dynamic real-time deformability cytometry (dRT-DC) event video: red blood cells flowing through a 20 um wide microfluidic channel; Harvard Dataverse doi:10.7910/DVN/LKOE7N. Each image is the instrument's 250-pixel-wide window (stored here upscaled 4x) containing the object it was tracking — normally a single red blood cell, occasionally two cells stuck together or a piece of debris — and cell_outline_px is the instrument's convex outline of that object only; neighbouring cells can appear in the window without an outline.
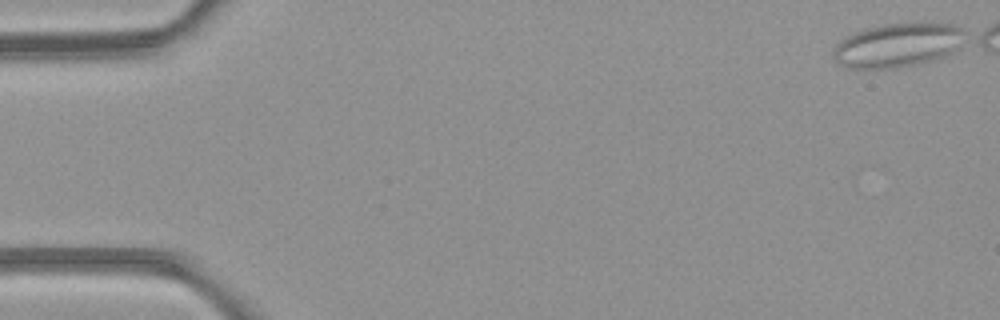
{"species": "common noctule bat (a hibernating species)", "species_latin": "Nyctalus noctula", "temperature_condition": "room temperature", "stored_images_in_passage": 8, "camera_frame_rate_fps": 3000, "um_per_image_px": 0.085, "animal": {"sex": "female", "body_mass_g": 21.9}, "frame": {"image": 1, "passage_image": 1, "time_ms": 0.0, "image_size_px": [1000, 320], "cell_outline_px": [[964, 32], [960, 48], [944, 56], [932, 60], [896, 68], [844, 68], [836, 64], [832, 56], [832, 52], [836, 44], [840, 40], [864, 28], [880, 24], [952, 24], [960, 28]], "centroid_in_image_um": [76.23, 3.86], "position_along_channel_um": 8.8, "area_um2": 33.58}}
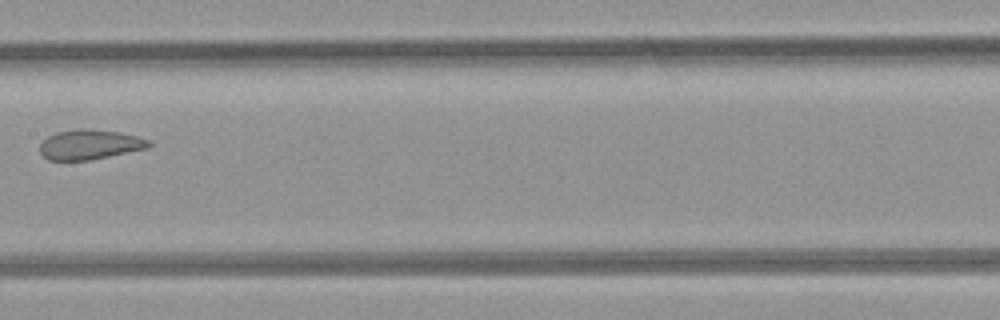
{"frame": {"image": 2, "passage_image": 7, "time_ms": 8.0, "image_size_px": [1000, 320], "cell_outline_px": [[152, 144], [148, 148], [88, 160], [48, 160], [40, 152], [40, 144], [48, 136], [56, 132], [120, 132], [136, 136], [148, 140]], "centroid_in_image_um": [7.63, 12.34], "position_along_channel_um": 199.8, "area_um2": 17.8}}
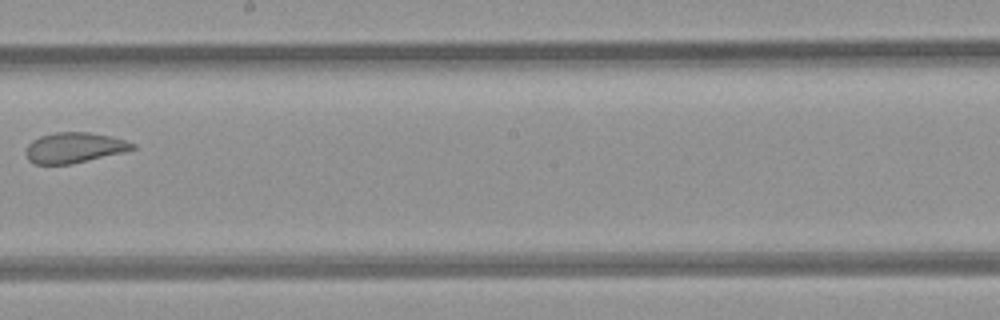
{"frame": {"image": 3, "passage_image": 8, "time_ms": 9.0, "image_size_px": [1000, 320], "cell_outline_px": [[136, 148], [124, 152], [72, 164], [32, 164], [28, 160], [24, 152], [28, 144], [32, 140], [40, 136], [56, 132], [88, 132], [112, 136], [136, 144]], "centroid_in_image_um": [6.29, 12.56], "position_along_channel_um": 241.9, "area_um2": 19.07}}